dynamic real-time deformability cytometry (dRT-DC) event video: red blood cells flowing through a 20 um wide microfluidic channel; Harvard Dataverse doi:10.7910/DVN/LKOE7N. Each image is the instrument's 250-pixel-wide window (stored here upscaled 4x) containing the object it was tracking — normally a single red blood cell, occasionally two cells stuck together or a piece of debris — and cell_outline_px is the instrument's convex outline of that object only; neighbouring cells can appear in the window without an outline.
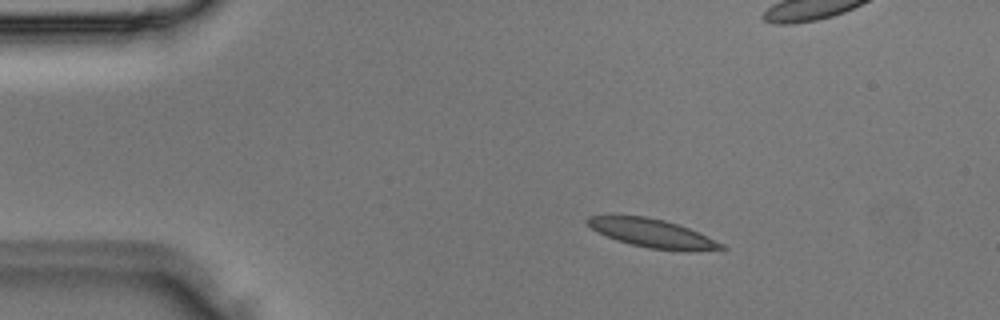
{"species": "Egyptian fruit bat (a non-hibernating species)", "species_latin": "Rousettus aegyptiacus", "temperature_condition": "room temperature", "stored_images_in_passage": 4, "camera_frame_rate_fps": 3000, "um_per_image_px": 0.085, "animal": {"sex": "male"}, "frame": {"image": 1, "passage_image": 2, "time_ms": 0.333, "image_size_px": [1000, 320], "cell_outline_px": [[728, 248], [648, 248], [616, 240], [592, 228], [584, 220], [588, 216], [612, 212], [648, 216], [664, 220], [688, 228], [724, 244]], "centroid_in_image_um": [55.2, 19.7], "position_along_channel_um": 29.8, "area_um2": 21.68}}